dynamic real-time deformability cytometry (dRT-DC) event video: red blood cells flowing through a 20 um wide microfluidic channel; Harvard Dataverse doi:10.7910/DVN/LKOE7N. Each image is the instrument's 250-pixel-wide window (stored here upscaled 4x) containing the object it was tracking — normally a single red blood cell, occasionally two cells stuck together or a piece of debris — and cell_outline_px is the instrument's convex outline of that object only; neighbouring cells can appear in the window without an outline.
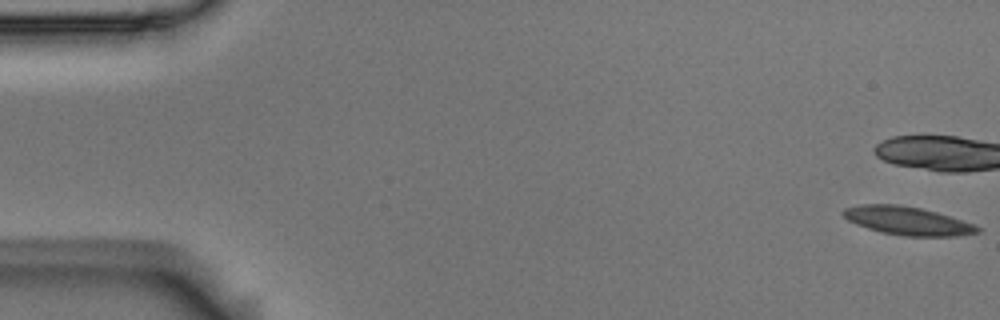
{"species": "Egyptian fruit bat (a non-hibernating species)", "species_latin": "Rousettus aegyptiacus", "temperature_condition": "room temperature", "stored_images_in_passage": 7, "camera_frame_rate_fps": 3000, "um_per_image_px": 0.085, "animal": {"sex": "male"}, "frame": {"image": 1, "passage_image": 1, "time_ms": 0.0, "image_size_px": [1000, 320], "cell_outline_px": [[980, 232], [956, 236], [904, 236], [884, 232], [868, 228], [856, 224], [848, 220], [840, 212], [844, 208], [856, 204], [896, 204], [920, 208], [936, 212], [976, 224], [980, 228]], "centroid_in_image_um": [77.13, 18.76], "position_along_channel_um": 7.9, "area_um2": 22.14}}